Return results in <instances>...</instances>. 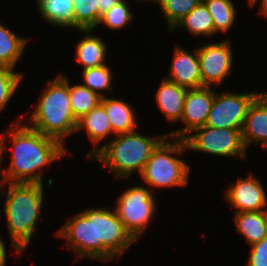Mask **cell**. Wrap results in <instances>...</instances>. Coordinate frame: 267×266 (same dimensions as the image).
I'll return each instance as SVG.
<instances>
[{
	"label": "cell",
	"mask_w": 267,
	"mask_h": 266,
	"mask_svg": "<svg viewBox=\"0 0 267 266\" xmlns=\"http://www.w3.org/2000/svg\"><path fill=\"white\" fill-rule=\"evenodd\" d=\"M56 234V238L66 239L77 258L104 262L119 259L136 242L115 210L98 207L74 215Z\"/></svg>",
	"instance_id": "obj_1"
},
{
	"label": "cell",
	"mask_w": 267,
	"mask_h": 266,
	"mask_svg": "<svg viewBox=\"0 0 267 266\" xmlns=\"http://www.w3.org/2000/svg\"><path fill=\"white\" fill-rule=\"evenodd\" d=\"M26 124L17 120L0 136V157L5 154L6 139H10L11 162L5 168L8 183L43 184V167L62 159L67 155V149Z\"/></svg>",
	"instance_id": "obj_2"
},
{
	"label": "cell",
	"mask_w": 267,
	"mask_h": 266,
	"mask_svg": "<svg viewBox=\"0 0 267 266\" xmlns=\"http://www.w3.org/2000/svg\"><path fill=\"white\" fill-rule=\"evenodd\" d=\"M4 215L12 239V247L21 253L29 246L44 201V187L39 183H8Z\"/></svg>",
	"instance_id": "obj_3"
},
{
	"label": "cell",
	"mask_w": 267,
	"mask_h": 266,
	"mask_svg": "<svg viewBox=\"0 0 267 266\" xmlns=\"http://www.w3.org/2000/svg\"><path fill=\"white\" fill-rule=\"evenodd\" d=\"M65 75L60 73L54 80H48L47 88L28 118L29 127L62 145L67 136L75 133L77 126L70 104L69 80Z\"/></svg>",
	"instance_id": "obj_4"
},
{
	"label": "cell",
	"mask_w": 267,
	"mask_h": 266,
	"mask_svg": "<svg viewBox=\"0 0 267 266\" xmlns=\"http://www.w3.org/2000/svg\"><path fill=\"white\" fill-rule=\"evenodd\" d=\"M166 136L167 133L148 137L137 130L119 134L99 145L92 159L109 168L116 179L127 180L135 171L141 174L153 150Z\"/></svg>",
	"instance_id": "obj_5"
},
{
	"label": "cell",
	"mask_w": 267,
	"mask_h": 266,
	"mask_svg": "<svg viewBox=\"0 0 267 266\" xmlns=\"http://www.w3.org/2000/svg\"><path fill=\"white\" fill-rule=\"evenodd\" d=\"M185 150L187 147L184 139L167 135L153 150L139 176L152 191L157 188L187 185L190 165L175 156Z\"/></svg>",
	"instance_id": "obj_6"
},
{
	"label": "cell",
	"mask_w": 267,
	"mask_h": 266,
	"mask_svg": "<svg viewBox=\"0 0 267 266\" xmlns=\"http://www.w3.org/2000/svg\"><path fill=\"white\" fill-rule=\"evenodd\" d=\"M115 212L131 236L138 240L156 212L152 190L144 186L130 187L118 196Z\"/></svg>",
	"instance_id": "obj_7"
},
{
	"label": "cell",
	"mask_w": 267,
	"mask_h": 266,
	"mask_svg": "<svg viewBox=\"0 0 267 266\" xmlns=\"http://www.w3.org/2000/svg\"><path fill=\"white\" fill-rule=\"evenodd\" d=\"M192 134V135H191ZM187 149L246 160V148L239 129L199 127L184 138Z\"/></svg>",
	"instance_id": "obj_8"
},
{
	"label": "cell",
	"mask_w": 267,
	"mask_h": 266,
	"mask_svg": "<svg viewBox=\"0 0 267 266\" xmlns=\"http://www.w3.org/2000/svg\"><path fill=\"white\" fill-rule=\"evenodd\" d=\"M260 92L233 93L214 91V100L206 126L215 128L239 129L242 131L245 117L252 102Z\"/></svg>",
	"instance_id": "obj_9"
},
{
	"label": "cell",
	"mask_w": 267,
	"mask_h": 266,
	"mask_svg": "<svg viewBox=\"0 0 267 266\" xmlns=\"http://www.w3.org/2000/svg\"><path fill=\"white\" fill-rule=\"evenodd\" d=\"M230 40L204 43L198 47L202 87L219 86L232 74L233 54Z\"/></svg>",
	"instance_id": "obj_10"
},
{
	"label": "cell",
	"mask_w": 267,
	"mask_h": 266,
	"mask_svg": "<svg viewBox=\"0 0 267 266\" xmlns=\"http://www.w3.org/2000/svg\"><path fill=\"white\" fill-rule=\"evenodd\" d=\"M214 87H200L188 90L184 100L181 121L185 127L168 132L173 138L184 139L193 130L206 124L214 100Z\"/></svg>",
	"instance_id": "obj_11"
},
{
	"label": "cell",
	"mask_w": 267,
	"mask_h": 266,
	"mask_svg": "<svg viewBox=\"0 0 267 266\" xmlns=\"http://www.w3.org/2000/svg\"><path fill=\"white\" fill-rule=\"evenodd\" d=\"M260 179L255 174L247 178H239L225 191L226 201L233 206L235 212H260L267 210V195Z\"/></svg>",
	"instance_id": "obj_12"
},
{
	"label": "cell",
	"mask_w": 267,
	"mask_h": 266,
	"mask_svg": "<svg viewBox=\"0 0 267 266\" xmlns=\"http://www.w3.org/2000/svg\"><path fill=\"white\" fill-rule=\"evenodd\" d=\"M166 79L188 90L202 87L198 47L193 50L192 54L176 45Z\"/></svg>",
	"instance_id": "obj_13"
},
{
	"label": "cell",
	"mask_w": 267,
	"mask_h": 266,
	"mask_svg": "<svg viewBox=\"0 0 267 266\" xmlns=\"http://www.w3.org/2000/svg\"><path fill=\"white\" fill-rule=\"evenodd\" d=\"M242 140L245 148L261 141L267 149V93L261 94L250 105L242 128Z\"/></svg>",
	"instance_id": "obj_14"
},
{
	"label": "cell",
	"mask_w": 267,
	"mask_h": 266,
	"mask_svg": "<svg viewBox=\"0 0 267 266\" xmlns=\"http://www.w3.org/2000/svg\"><path fill=\"white\" fill-rule=\"evenodd\" d=\"M81 130L86 131L88 139L94 145V148L87 153V158L91 159L99 151L98 144H101L103 139H107V136H111V134H113L105 108L101 104H99L96 108H93L77 121L75 132H79Z\"/></svg>",
	"instance_id": "obj_15"
},
{
	"label": "cell",
	"mask_w": 267,
	"mask_h": 266,
	"mask_svg": "<svg viewBox=\"0 0 267 266\" xmlns=\"http://www.w3.org/2000/svg\"><path fill=\"white\" fill-rule=\"evenodd\" d=\"M188 89L164 78L156 92V101L160 112L172 123L181 121L184 100Z\"/></svg>",
	"instance_id": "obj_16"
},
{
	"label": "cell",
	"mask_w": 267,
	"mask_h": 266,
	"mask_svg": "<svg viewBox=\"0 0 267 266\" xmlns=\"http://www.w3.org/2000/svg\"><path fill=\"white\" fill-rule=\"evenodd\" d=\"M77 31L85 34L75 48V57L78 63L83 65V70L106 64L107 45L102 41V37L94 36L92 29Z\"/></svg>",
	"instance_id": "obj_17"
},
{
	"label": "cell",
	"mask_w": 267,
	"mask_h": 266,
	"mask_svg": "<svg viewBox=\"0 0 267 266\" xmlns=\"http://www.w3.org/2000/svg\"><path fill=\"white\" fill-rule=\"evenodd\" d=\"M106 111L114 135L125 134L136 130V112L125 101L102 97L100 103Z\"/></svg>",
	"instance_id": "obj_18"
},
{
	"label": "cell",
	"mask_w": 267,
	"mask_h": 266,
	"mask_svg": "<svg viewBox=\"0 0 267 266\" xmlns=\"http://www.w3.org/2000/svg\"><path fill=\"white\" fill-rule=\"evenodd\" d=\"M233 220L237 232L250 246L267 237V210L235 212Z\"/></svg>",
	"instance_id": "obj_19"
},
{
	"label": "cell",
	"mask_w": 267,
	"mask_h": 266,
	"mask_svg": "<svg viewBox=\"0 0 267 266\" xmlns=\"http://www.w3.org/2000/svg\"><path fill=\"white\" fill-rule=\"evenodd\" d=\"M41 17L54 27L75 28L72 0H36Z\"/></svg>",
	"instance_id": "obj_20"
},
{
	"label": "cell",
	"mask_w": 267,
	"mask_h": 266,
	"mask_svg": "<svg viewBox=\"0 0 267 266\" xmlns=\"http://www.w3.org/2000/svg\"><path fill=\"white\" fill-rule=\"evenodd\" d=\"M27 38L19 36L0 23V65L14 69L24 53Z\"/></svg>",
	"instance_id": "obj_21"
},
{
	"label": "cell",
	"mask_w": 267,
	"mask_h": 266,
	"mask_svg": "<svg viewBox=\"0 0 267 266\" xmlns=\"http://www.w3.org/2000/svg\"><path fill=\"white\" fill-rule=\"evenodd\" d=\"M186 28L187 31L194 36H210L214 35L213 19L202 2L194 7L187 16H185L175 28Z\"/></svg>",
	"instance_id": "obj_22"
},
{
	"label": "cell",
	"mask_w": 267,
	"mask_h": 266,
	"mask_svg": "<svg viewBox=\"0 0 267 266\" xmlns=\"http://www.w3.org/2000/svg\"><path fill=\"white\" fill-rule=\"evenodd\" d=\"M214 23L215 33H225L233 26L236 21V10L232 0H203Z\"/></svg>",
	"instance_id": "obj_23"
},
{
	"label": "cell",
	"mask_w": 267,
	"mask_h": 266,
	"mask_svg": "<svg viewBox=\"0 0 267 266\" xmlns=\"http://www.w3.org/2000/svg\"><path fill=\"white\" fill-rule=\"evenodd\" d=\"M69 97L74 118L78 121L101 103V97L82 84L70 85Z\"/></svg>",
	"instance_id": "obj_24"
},
{
	"label": "cell",
	"mask_w": 267,
	"mask_h": 266,
	"mask_svg": "<svg viewBox=\"0 0 267 266\" xmlns=\"http://www.w3.org/2000/svg\"><path fill=\"white\" fill-rule=\"evenodd\" d=\"M76 30L98 28V6L100 0H72ZM97 27V28H96Z\"/></svg>",
	"instance_id": "obj_25"
},
{
	"label": "cell",
	"mask_w": 267,
	"mask_h": 266,
	"mask_svg": "<svg viewBox=\"0 0 267 266\" xmlns=\"http://www.w3.org/2000/svg\"><path fill=\"white\" fill-rule=\"evenodd\" d=\"M112 71L106 65L92 67L82 70L83 84L93 92L97 93L101 98L105 97L102 91H113L112 84Z\"/></svg>",
	"instance_id": "obj_26"
},
{
	"label": "cell",
	"mask_w": 267,
	"mask_h": 266,
	"mask_svg": "<svg viewBox=\"0 0 267 266\" xmlns=\"http://www.w3.org/2000/svg\"><path fill=\"white\" fill-rule=\"evenodd\" d=\"M203 0H159L158 5L167 20L169 32Z\"/></svg>",
	"instance_id": "obj_27"
},
{
	"label": "cell",
	"mask_w": 267,
	"mask_h": 266,
	"mask_svg": "<svg viewBox=\"0 0 267 266\" xmlns=\"http://www.w3.org/2000/svg\"><path fill=\"white\" fill-rule=\"evenodd\" d=\"M22 78L23 74L0 65V113L15 94Z\"/></svg>",
	"instance_id": "obj_28"
},
{
	"label": "cell",
	"mask_w": 267,
	"mask_h": 266,
	"mask_svg": "<svg viewBox=\"0 0 267 266\" xmlns=\"http://www.w3.org/2000/svg\"><path fill=\"white\" fill-rule=\"evenodd\" d=\"M127 2L128 0H121L113 6L101 16L99 24L106 25V27L112 30L126 27L134 19Z\"/></svg>",
	"instance_id": "obj_29"
},
{
	"label": "cell",
	"mask_w": 267,
	"mask_h": 266,
	"mask_svg": "<svg viewBox=\"0 0 267 266\" xmlns=\"http://www.w3.org/2000/svg\"><path fill=\"white\" fill-rule=\"evenodd\" d=\"M247 266H267V237L250 246Z\"/></svg>",
	"instance_id": "obj_30"
},
{
	"label": "cell",
	"mask_w": 267,
	"mask_h": 266,
	"mask_svg": "<svg viewBox=\"0 0 267 266\" xmlns=\"http://www.w3.org/2000/svg\"><path fill=\"white\" fill-rule=\"evenodd\" d=\"M121 0H100V6H98V25L101 16L110 10L113 6L119 3Z\"/></svg>",
	"instance_id": "obj_31"
},
{
	"label": "cell",
	"mask_w": 267,
	"mask_h": 266,
	"mask_svg": "<svg viewBox=\"0 0 267 266\" xmlns=\"http://www.w3.org/2000/svg\"><path fill=\"white\" fill-rule=\"evenodd\" d=\"M2 160H3V157H0V191L3 189L4 192H5L6 184H8V181H7V178H6L5 169L3 168V170H2V164H1Z\"/></svg>",
	"instance_id": "obj_32"
},
{
	"label": "cell",
	"mask_w": 267,
	"mask_h": 266,
	"mask_svg": "<svg viewBox=\"0 0 267 266\" xmlns=\"http://www.w3.org/2000/svg\"><path fill=\"white\" fill-rule=\"evenodd\" d=\"M0 265H6V247L0 236Z\"/></svg>",
	"instance_id": "obj_33"
},
{
	"label": "cell",
	"mask_w": 267,
	"mask_h": 266,
	"mask_svg": "<svg viewBox=\"0 0 267 266\" xmlns=\"http://www.w3.org/2000/svg\"><path fill=\"white\" fill-rule=\"evenodd\" d=\"M258 2L259 3V0H256L252 5L251 7H253L255 5V3ZM261 5H260V14L264 15V17L267 18V0H261L260 1Z\"/></svg>",
	"instance_id": "obj_34"
},
{
	"label": "cell",
	"mask_w": 267,
	"mask_h": 266,
	"mask_svg": "<svg viewBox=\"0 0 267 266\" xmlns=\"http://www.w3.org/2000/svg\"><path fill=\"white\" fill-rule=\"evenodd\" d=\"M137 1H140V2H141V1H142V2H144V1H145V2H146V1H147V2H148V1L150 2V1H151V2H152V1H153V2L156 3V4H158V2H159V0H137Z\"/></svg>",
	"instance_id": "obj_35"
},
{
	"label": "cell",
	"mask_w": 267,
	"mask_h": 266,
	"mask_svg": "<svg viewBox=\"0 0 267 266\" xmlns=\"http://www.w3.org/2000/svg\"><path fill=\"white\" fill-rule=\"evenodd\" d=\"M249 4L252 5L256 0H248Z\"/></svg>",
	"instance_id": "obj_36"
}]
</instances>
